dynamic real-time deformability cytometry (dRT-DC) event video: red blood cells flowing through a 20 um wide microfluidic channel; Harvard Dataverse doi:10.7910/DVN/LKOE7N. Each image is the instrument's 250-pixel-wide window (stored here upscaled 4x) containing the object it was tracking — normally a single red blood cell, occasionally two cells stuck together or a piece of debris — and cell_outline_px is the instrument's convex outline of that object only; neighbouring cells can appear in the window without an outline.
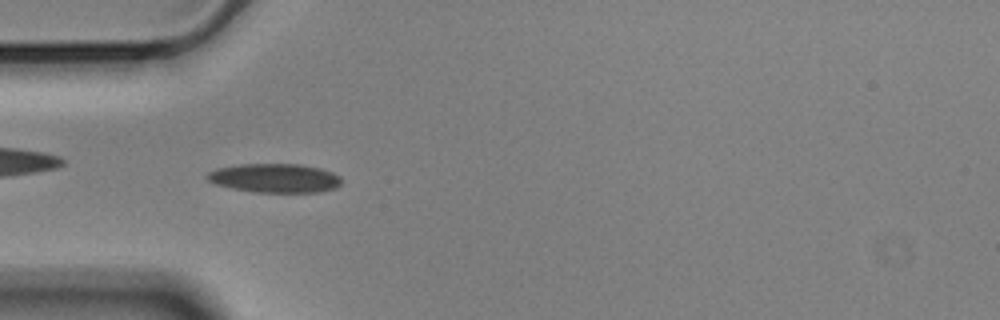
{"species": "Egyptian fruit bat (a non-hibernating species)", "species_latin": "Rousettus aegyptiacus", "temperature_condition": "cold", "stored_images_in_passage": 55, "camera_frame_rate_fps": 3000, "um_per_image_px": 0.085, "animal": {"sex": "male"}, "frame": {"image": 1, "passage_image": 16, "time_ms": 5.0, "image_size_px": [1000, 320], "cell_outline_px": [[340, 184], [336, 188], [320, 192], [256, 192], [232, 188], [216, 184], [208, 180], [204, 176], [208, 172], [216, 168], [240, 164], [300, 164], [320, 168], [332, 172], [340, 176]], "centroid_in_image_um": [23.35, 15.13], "position_along_channel_um": 61.7, "area_um2": 22.72}}
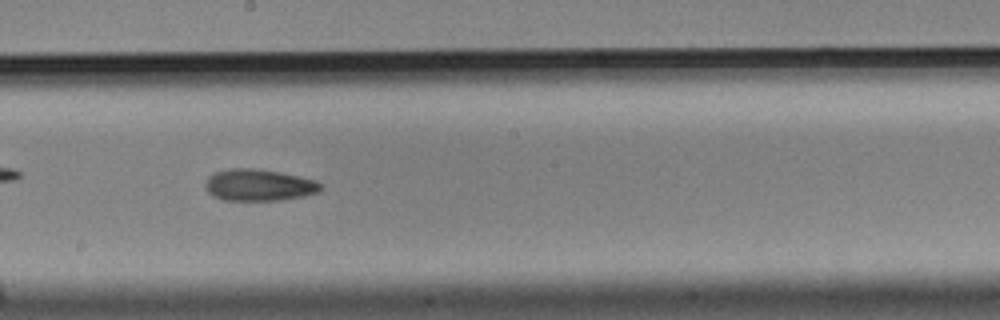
{"frame": {"image": 2, "passage_image": 30, "time_ms": 9.667, "image_size_px": [1000, 320], "cell_outline_px": [[324, 188], [320, 192], [304, 196], [284, 200], [220, 200], [212, 196], [208, 192], [204, 184], [208, 176], [216, 172], [228, 168], [248, 168], [280, 172], [316, 180], [324, 184]], "centroid_in_image_um": [22.03, 15.74], "position_along_channel_um": 226.2, "area_um2": 21.62}}
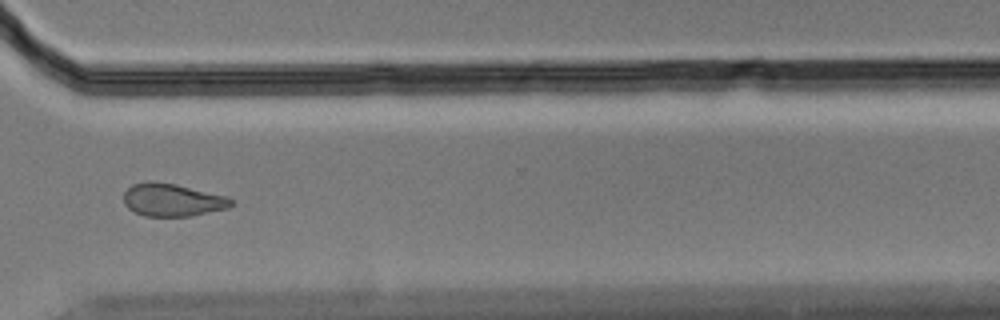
{"frame": {"image": 3, "passage_image": 41, "time_ms": 13.333, "image_size_px": [1000, 320], "cell_outline_px": [[232, 204], [228, 208], [188, 216], [144, 216], [128, 208], [124, 204], [124, 192], [132, 184], [152, 180], [176, 184], [228, 196], [232, 200]], "centroid_in_image_um": [14.63, 16.98], "position_along_channel_um": 356.0, "area_um2": 20.52}, "authors_computed_cell_mechanics": {"area_um2": 21.3282, "velocity_mm_per_s": 3.5443, "shape_relaxation_time_tau1_ms": 10.6404, "shape_relaxation_time_tau2_ms": 3.4452, "deformation_change_tau1": 0.177, "deformation_change_tau2": 0.0932}}